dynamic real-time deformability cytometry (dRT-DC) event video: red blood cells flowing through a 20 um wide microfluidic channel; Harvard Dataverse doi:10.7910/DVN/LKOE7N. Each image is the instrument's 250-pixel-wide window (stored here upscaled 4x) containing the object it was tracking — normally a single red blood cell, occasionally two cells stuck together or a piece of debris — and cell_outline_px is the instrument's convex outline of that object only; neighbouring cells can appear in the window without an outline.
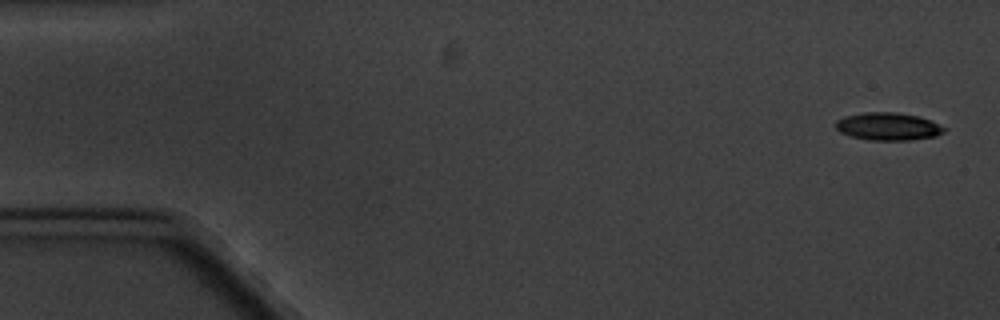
{"species": "common noctule bat (a hibernating species)", "species_latin": "Nyctalus noctula", "temperature_condition": "cold", "stored_images_in_passage": 10, "camera_frame_rate_fps": 3000, "um_per_image_px": 0.085, "animal": {"sex": "male", "body_mass_g": 20.1, "forearm_length_mm": 53.5}, "frame": {"image": 1, "passage_image": 1, "time_ms": 0.0, "image_size_px": [1000, 320], "cell_outline_px": [[948, 128], [944, 132], [936, 136], [908, 140], [868, 140], [848, 136], [840, 132], [836, 128], [836, 120], [844, 116], [864, 112], [896, 112], [916, 116], [928, 120]], "centroid_in_image_um": [75.45, 10.75], "position_along_channel_um": 9.5, "area_um2": 17.51}}
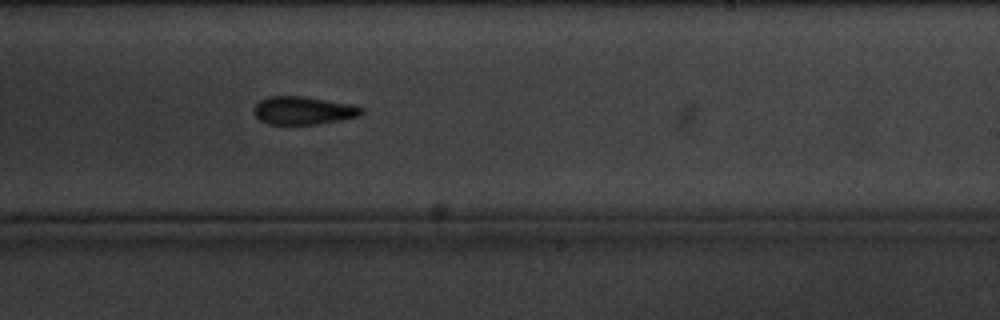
{"frame": {"image": 2, "passage_image": 10, "time_ms": 11.333, "image_size_px": [1000, 320], "cell_outline_px": [[364, 112], [360, 116], [340, 120], [316, 124], [268, 124], [260, 120], [256, 116], [252, 108], [260, 100], [268, 96], [300, 96], [356, 104], [364, 108]], "centroid_in_image_um": [25.81, 9.38], "position_along_channel_um": 263.2, "area_um2": 17.74}}